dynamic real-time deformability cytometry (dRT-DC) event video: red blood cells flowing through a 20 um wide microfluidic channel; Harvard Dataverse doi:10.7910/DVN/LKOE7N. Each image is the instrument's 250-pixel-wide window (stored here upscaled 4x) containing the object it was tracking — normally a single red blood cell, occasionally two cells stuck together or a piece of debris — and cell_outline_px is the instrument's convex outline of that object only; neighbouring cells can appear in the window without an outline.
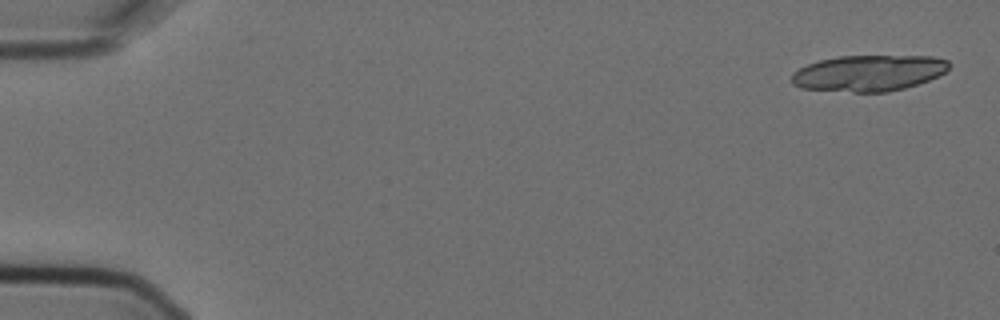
{"species": "Egyptian fruit bat (a non-hibernating species)", "species_latin": "Rousettus aegyptiacus", "temperature_condition": "cold", "stored_images_in_passage": 7, "camera_frame_rate_fps": 3000, "um_per_image_px": 0.085, "animal": {"sex": "female"}, "frame": {"image": 1, "passage_image": 1, "time_ms": 0.0, "image_size_px": [1000, 320], "cell_outline_px": [[948, 68], [944, 72], [928, 80], [904, 88], [888, 92], [852, 92], [800, 88], [792, 84], [792, 72], [808, 64], [820, 60], [840, 56], [932, 56], [948, 60]], "centroid_in_image_um": [73.81, 6.21], "position_along_channel_um": 11.2, "area_um2": 32.95}}
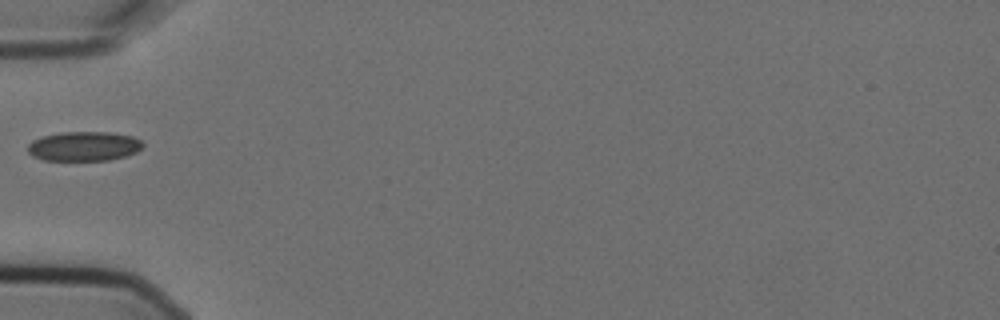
{"frame": {"image": 2, "passage_image": 6, "time_ms": 1.667, "image_size_px": [1000, 320], "cell_outline_px": [[144, 144], [136, 152], [124, 156], [108, 160], [44, 160], [32, 156], [28, 152], [28, 144], [32, 140], [40, 136], [60, 132], [112, 132], [132, 136], [140, 140]], "centroid_in_image_um": [7.1, 12.42], "position_along_channel_um": 77.9, "area_um2": 19.83}}
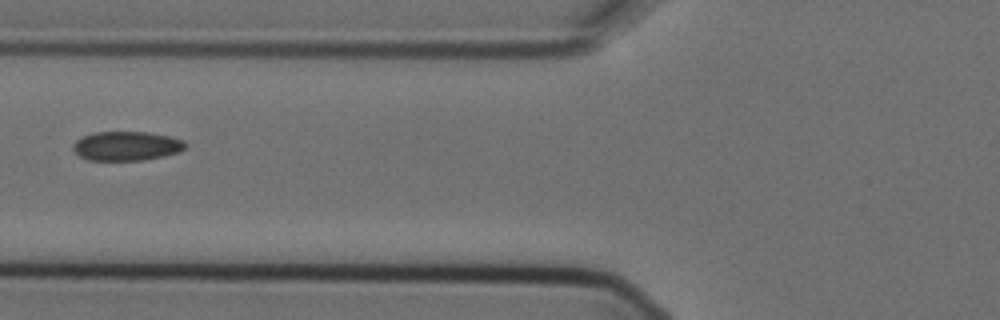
{"frame": {"image": 3, "passage_image": 7, "time_ms": 2.0, "image_size_px": [1000, 320], "cell_outline_px": [[188, 144], [180, 152], [164, 156], [140, 160], [88, 160], [80, 156], [72, 148], [72, 144], [76, 140], [84, 136], [96, 132], [148, 132], [168, 136], [184, 140]], "centroid_in_image_um": [10.77, 12.41], "position_along_channel_um": 115.0, "area_um2": 19.07}}